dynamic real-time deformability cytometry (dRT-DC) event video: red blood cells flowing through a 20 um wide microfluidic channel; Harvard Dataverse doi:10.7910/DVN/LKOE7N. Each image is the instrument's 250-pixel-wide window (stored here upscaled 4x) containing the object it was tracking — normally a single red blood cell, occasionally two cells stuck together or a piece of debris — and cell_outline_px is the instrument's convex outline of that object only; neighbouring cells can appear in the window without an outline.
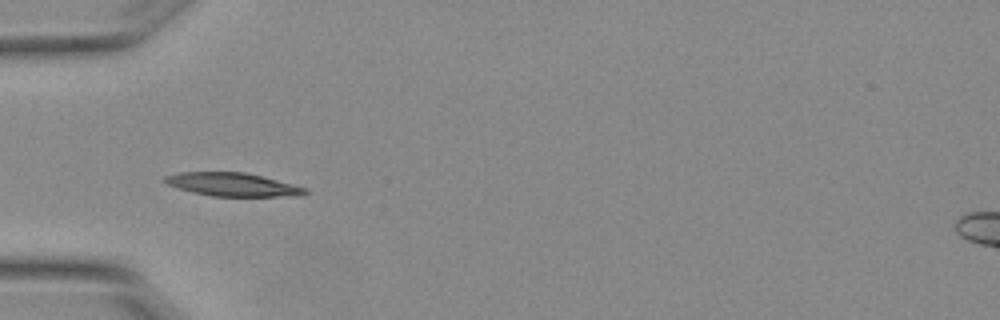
{"species": "Egyptian fruit bat (a non-hibernating species)", "species_latin": "Rousettus aegyptiacus", "temperature_condition": "warm", "stored_images_in_passage": 8, "camera_frame_rate_fps": 3000, "um_per_image_px": 0.085, "animal": {"sex": "female"}, "frame": {"image": 1, "passage_image": 4, "time_ms": 1.0, "image_size_px": [1000, 320], "cell_outline_px": [[308, 192], [300, 196], [212, 196], [192, 192], [168, 184], [164, 180], [164, 176], [180, 172], [244, 172], [308, 188]], "centroid_in_image_um": [19.79, 15.69], "position_along_channel_um": 65.2, "area_um2": 18.84}}
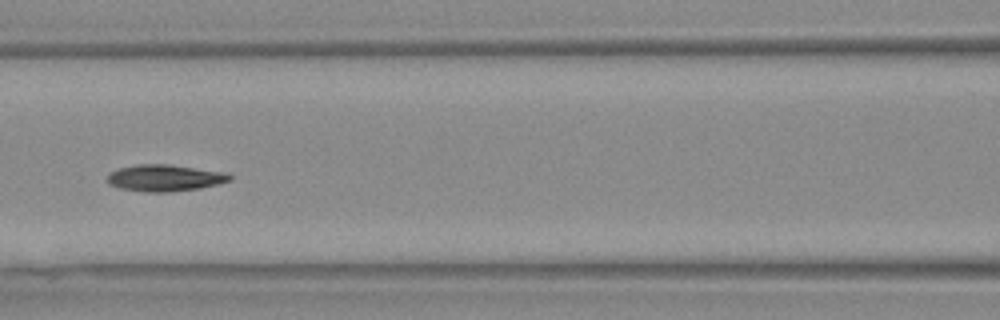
{"frame": {"image": 2, "passage_image": 6, "time_ms": 1.667, "image_size_px": [1000, 320], "cell_outline_px": [[232, 180], [200, 188], [168, 192], [144, 192], [120, 188], [108, 184], [108, 176], [112, 172], [120, 168], [136, 164], [168, 164], [228, 172], [232, 176]], "centroid_in_image_um": [14.04, 15.12], "position_along_channel_um": 152.6, "area_um2": 19.02}}
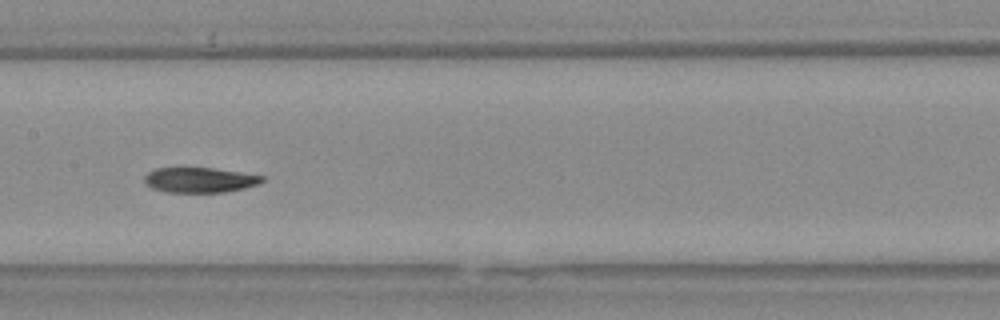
{"frame": {"image": 3, "passage_image": 7, "time_ms": 2.0, "image_size_px": [1000, 320], "cell_outline_px": [[264, 180], [260, 184], [244, 188], [224, 192], [168, 192], [152, 188], [144, 180], [144, 176], [148, 172], [156, 168], [212, 168], [240, 172], [264, 176]], "centroid_in_image_um": [17.0, 15.3], "position_along_channel_um": 190.4, "area_um2": 17.11}}